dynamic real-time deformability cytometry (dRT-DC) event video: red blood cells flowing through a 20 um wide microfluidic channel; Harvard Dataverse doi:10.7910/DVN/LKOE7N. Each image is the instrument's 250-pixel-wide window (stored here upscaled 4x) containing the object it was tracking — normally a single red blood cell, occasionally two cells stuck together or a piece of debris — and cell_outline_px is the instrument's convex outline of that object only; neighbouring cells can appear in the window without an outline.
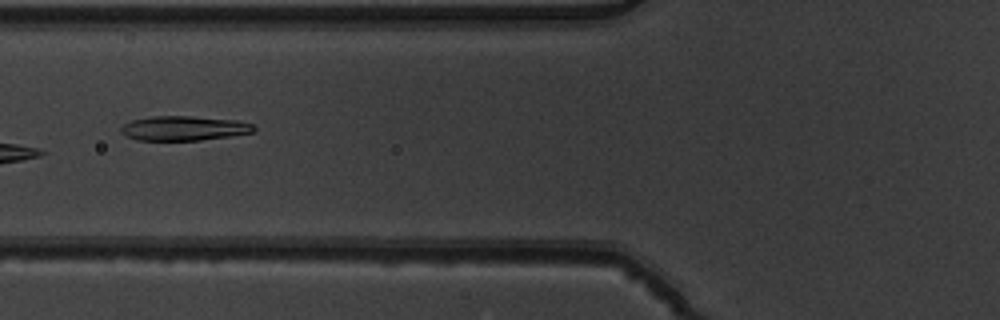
{"species": "common noctule bat (a hibernating species)", "species_latin": "Nyctalus noctula", "temperature_condition": "warm", "stored_images_in_passage": 9, "camera_frame_rate_fps": 3000, "um_per_image_px": 0.085, "animal": {"sex": "male", "body_mass_g": 19.5, "forearm_length_mm": 54.6}, "frame": {"image": 1, "passage_image": 7, "time_ms": 2.0, "image_size_px": [1000, 320], "cell_outline_px": [[256, 128], [252, 132], [228, 136], [200, 140], [136, 140], [124, 136], [120, 132], [120, 128], [124, 124], [132, 120], [152, 116], [192, 116], [236, 120], [252, 124]], "centroid_in_image_um": [15.57, 10.9], "position_along_channel_um": 110.2, "area_um2": 18.96}}
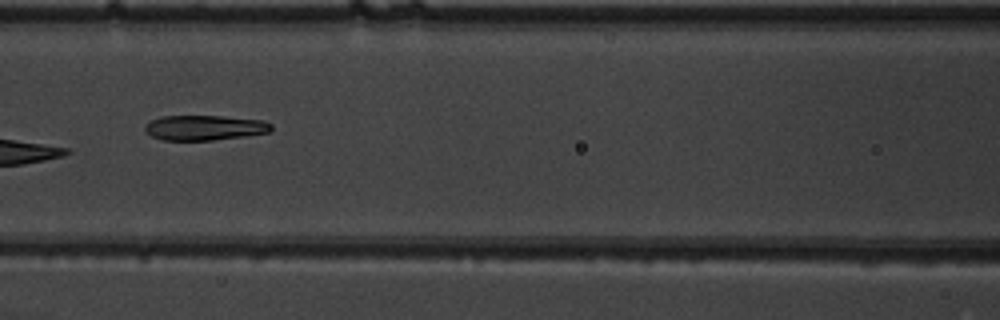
{"frame": {"image": 2, "passage_image": 8, "time_ms": 2.333, "image_size_px": [1000, 320], "cell_outline_px": [[272, 128], [268, 132], [244, 136], [212, 140], [160, 140], [152, 136], [144, 128], [144, 124], [160, 116], [224, 116], [264, 120], [272, 124]], "centroid_in_image_um": [17.38, 10.85], "position_along_channel_um": 149.2, "area_um2": 18.44}}
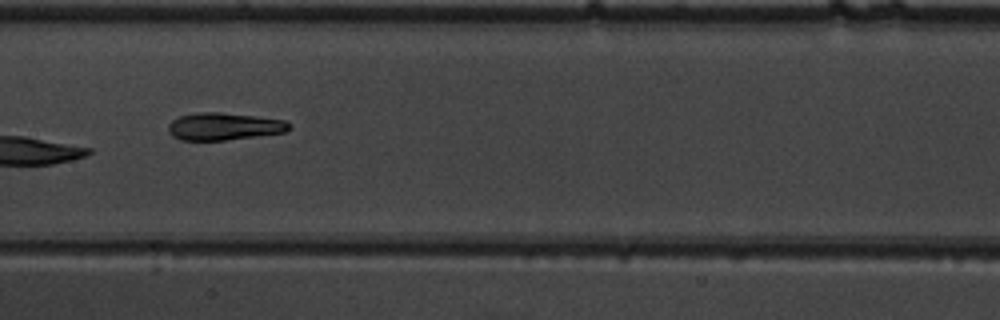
{"frame": {"image": 3, "passage_image": 9, "time_ms": 2.667, "image_size_px": [1000, 320], "cell_outline_px": [[292, 128], [284, 132], [256, 136], [224, 140], [180, 140], [172, 136], [168, 132], [168, 124], [172, 120], [180, 116], [196, 112], [220, 112], [256, 116], [284, 120], [292, 124]], "centroid_in_image_um": [19.03, 10.74], "position_along_channel_um": 188.4, "area_um2": 19.36}}